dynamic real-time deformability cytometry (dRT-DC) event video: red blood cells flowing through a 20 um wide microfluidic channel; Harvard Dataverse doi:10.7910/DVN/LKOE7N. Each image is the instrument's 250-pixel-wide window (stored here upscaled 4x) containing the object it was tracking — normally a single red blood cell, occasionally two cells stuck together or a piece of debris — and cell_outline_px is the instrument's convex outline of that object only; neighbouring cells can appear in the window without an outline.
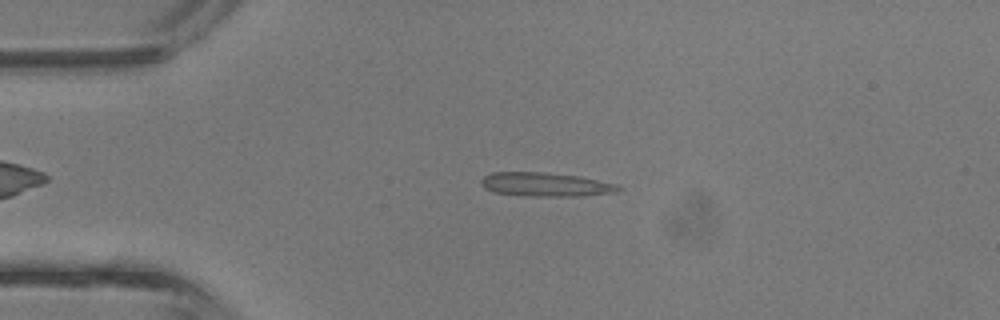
{"species": "common noctule bat (a hibernating species)", "species_latin": "Nyctalus noctula", "temperature_condition": "room temperature", "stored_images_in_passage": 34, "camera_frame_rate_fps": 3000, "um_per_image_px": 0.085, "animal": {"sex": "male", "body_mass_g": 13.3}, "frame": {"image": 1, "passage_image": 7, "time_ms": 2.0, "image_size_px": [1000, 320], "cell_outline_px": [[624, 188], [616, 192], [584, 196], [524, 196], [492, 192], [484, 188], [480, 184], [480, 180], [484, 176], [492, 172], [544, 172], [580, 176], [616, 184]], "centroid_in_image_um": [46.36, 15.68], "position_along_channel_um": 38.6, "area_um2": 19.36}}
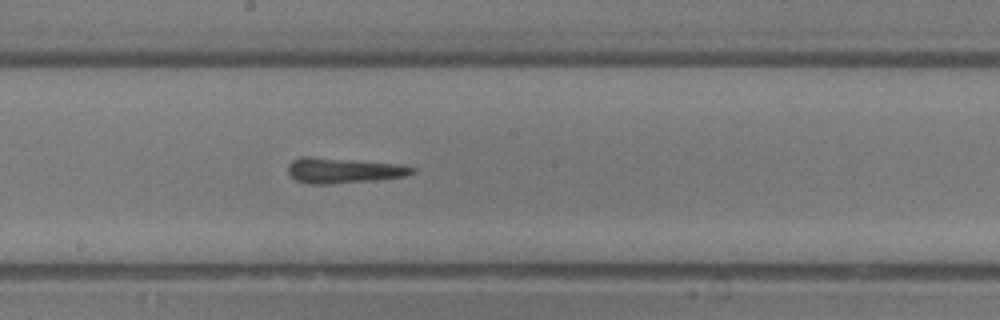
{"frame": {"image": 2, "passage_image": 20, "time_ms": 6.333, "image_size_px": [1000, 320], "cell_outline_px": [[416, 172], [404, 176], [372, 180], [332, 184], [308, 184], [296, 180], [288, 172], [288, 164], [292, 160], [300, 156], [312, 156], [404, 164], [416, 168]], "centroid_in_image_um": [29.19, 14.47], "position_along_channel_um": 219.0, "area_um2": 18.61}}
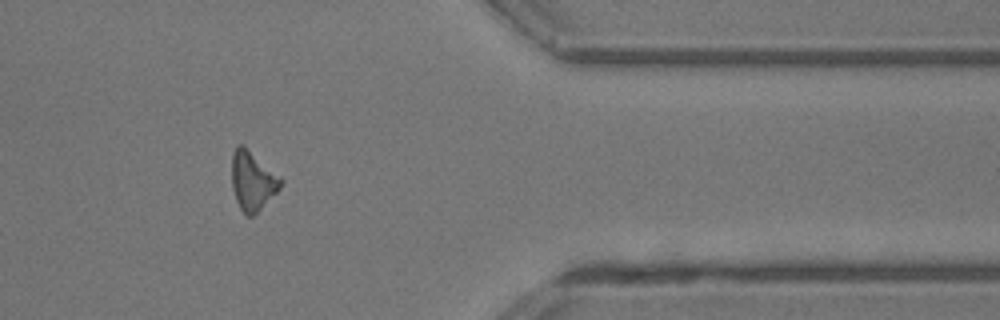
{"frame": {"image": 3, "passage_image": 32, "time_ms": 10.333, "image_size_px": [1000, 320], "cell_outline_px": [[284, 180], [280, 188], [252, 216], [248, 216], [240, 208], [236, 200], [232, 188], [232, 152], [236, 144], [244, 144], [280, 176]], "centroid_in_image_um": [21.45, 15.3], "position_along_channel_um": 389.9, "area_um2": 16.82}, "authors_computed_cell_mechanics": {"area_um2": 18.1203, "velocity_mm_per_s": 4.8326, "shape_relaxation_time_tau1_ms": 4.896, "shape_relaxation_time_tau2_ms": 5.33, "deformation_change_tau1": 0.1389, "deformation_change_tau2": 0.1463}}